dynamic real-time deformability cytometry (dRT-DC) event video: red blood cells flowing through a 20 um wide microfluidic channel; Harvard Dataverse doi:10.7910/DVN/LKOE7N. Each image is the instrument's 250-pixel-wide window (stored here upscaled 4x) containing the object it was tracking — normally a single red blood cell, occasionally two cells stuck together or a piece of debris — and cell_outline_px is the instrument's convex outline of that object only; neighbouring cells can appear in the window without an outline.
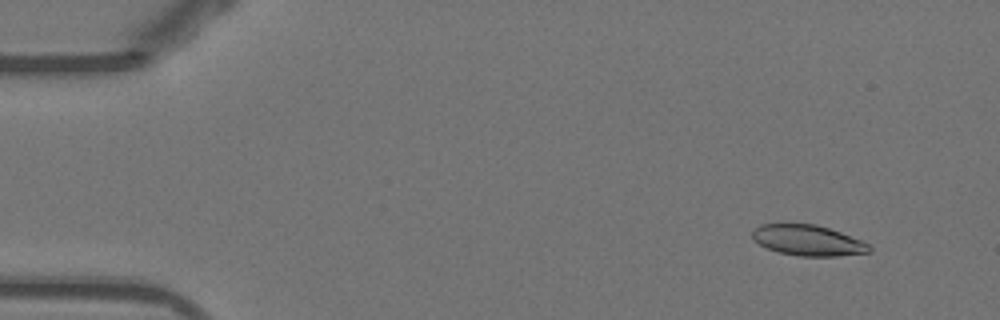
{"species": "Egyptian fruit bat (a non-hibernating species)", "species_latin": "Rousettus aegyptiacus", "temperature_condition": "warm", "stored_images_in_passage": 53, "camera_frame_rate_fps": 3000, "um_per_image_px": 0.085, "animal": {"sex": "female"}, "frame": {"image": 1, "passage_image": 5, "time_ms": 1.333, "image_size_px": [1000, 320], "cell_outline_px": [[872, 252], [836, 256], [800, 256], [776, 252], [752, 240], [752, 232], [760, 224], [816, 224], [840, 232], [860, 240], [868, 244], [872, 248]], "centroid_in_image_um": [68.66, 20.44], "position_along_channel_um": 16.3, "area_um2": 20.81}}
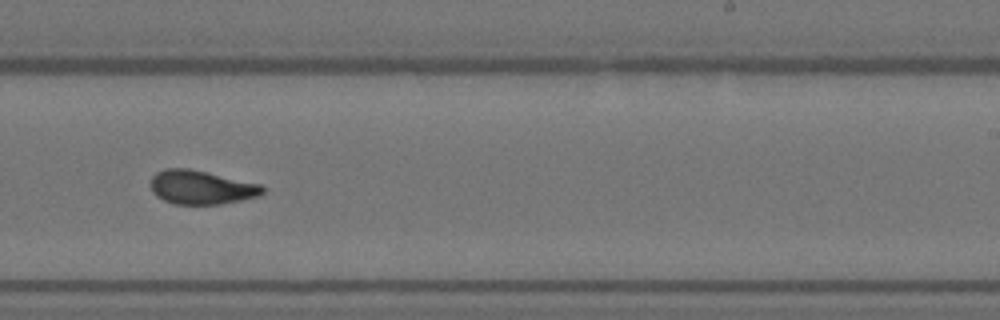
{"frame": {"image": 2, "passage_image": 33, "time_ms": 10.667, "image_size_px": [1000, 320], "cell_outline_px": [[264, 192], [260, 196], [220, 204], [176, 204], [164, 200], [156, 196], [152, 192], [148, 184], [152, 176], [156, 172], [164, 168], [188, 168], [260, 184], [264, 188]], "centroid_in_image_um": [17.05, 15.92], "position_along_channel_um": 271.9, "area_um2": 22.14}}
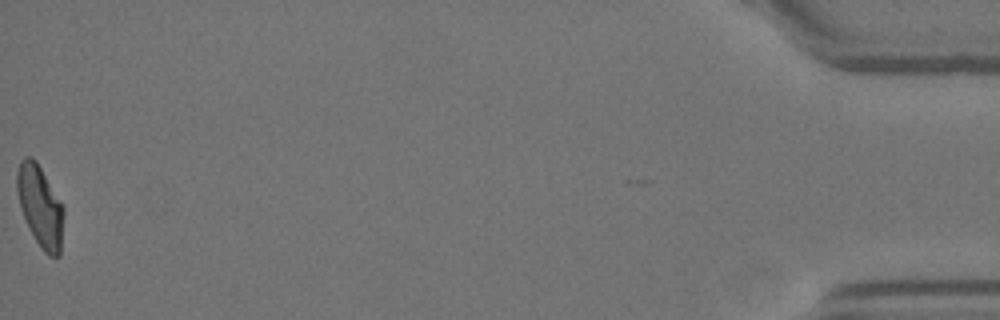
{"frame": {"image": 3, "passage_image": 53, "time_ms": 17.333, "image_size_px": [1000, 320], "cell_outline_px": [[64, 216], [60, 256], [48, 256], [40, 248], [20, 208], [16, 192], [16, 172], [20, 160], [24, 156], [32, 156], [36, 160], [64, 208]], "centroid_in_image_um": [3.4, 17.51], "position_along_channel_um": 431.8, "area_um2": 22.14}, "authors_computed_cell_mechanics": {"area_um2": 21.964, "velocity_mm_per_s": 3.8762, "shape_relaxation_time_tau1_ms": null, "shape_relaxation_time_tau2_ms": 1.5923, "deformation_change_tau1": null, "deformation_change_tau2": 0.0843}}